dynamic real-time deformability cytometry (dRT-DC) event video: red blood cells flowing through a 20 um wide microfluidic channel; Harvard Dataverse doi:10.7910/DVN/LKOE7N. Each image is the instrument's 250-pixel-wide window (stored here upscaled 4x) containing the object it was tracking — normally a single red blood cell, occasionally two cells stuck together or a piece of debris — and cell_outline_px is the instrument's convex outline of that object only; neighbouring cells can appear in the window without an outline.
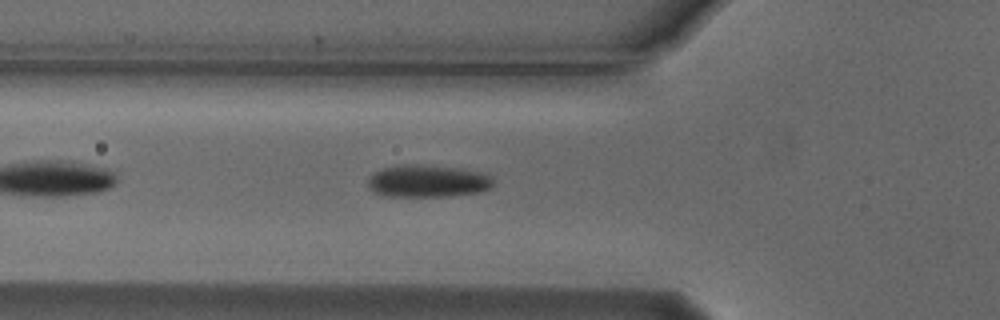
{"species": "Egyptian fruit bat (a non-hibernating species)", "species_latin": "Rousettus aegyptiacus", "temperature_condition": "cold", "stored_images_in_passage": 24, "camera_frame_rate_fps": 3000, "um_per_image_px": 0.085, "animal": {"sex": "male"}, "frame": {"image": 1, "passage_image": 6, "time_ms": 1.667, "image_size_px": [1000, 320], "cell_outline_px": [[492, 184], [488, 188], [480, 192], [448, 196], [384, 196], [372, 192], [368, 188], [368, 176], [380, 168], [396, 164], [416, 164], [464, 168], [484, 172], [492, 176]], "centroid_in_image_um": [36.3, 15.37], "position_along_channel_um": 89.5, "area_um2": 24.16}}
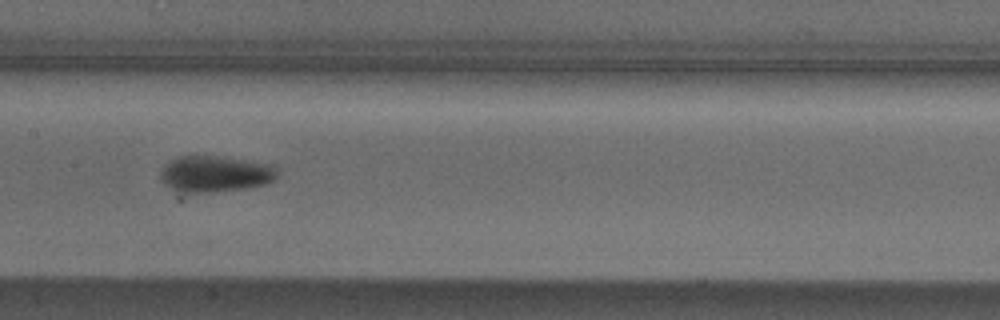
{"frame": {"image": 2, "passage_image": 14, "time_ms": 4.333, "image_size_px": [1000, 320], "cell_outline_px": [[276, 180], [264, 184], [248, 188], [188, 196], [164, 184], [160, 180], [160, 172], [164, 164], [176, 156], [196, 152], [276, 164]], "centroid_in_image_um": [18.23, 14.76], "position_along_channel_um": 189.2, "area_um2": 26.41}}
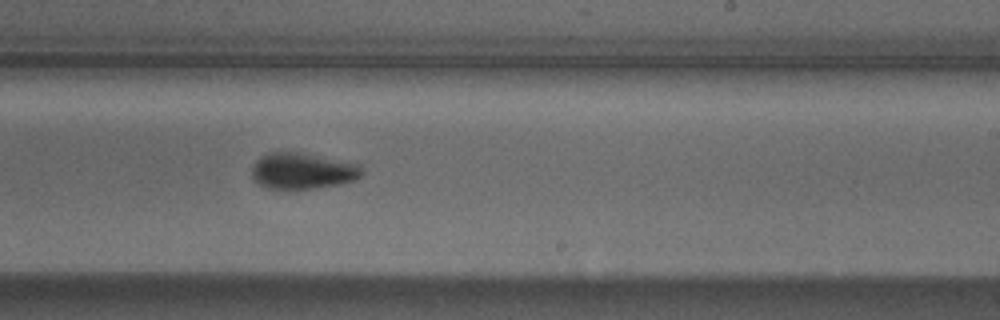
{"frame": {"image": 3, "passage_image": 20, "time_ms": 6.333, "image_size_px": [1000, 320], "cell_outline_px": [[364, 172], [356, 180], [340, 184], [312, 188], [268, 188], [260, 184], [252, 176], [252, 168], [256, 160], [260, 156], [268, 152], [304, 152], [360, 164]], "centroid_in_image_um": [25.75, 14.5], "position_along_channel_um": 263.2, "area_um2": 23.24}}